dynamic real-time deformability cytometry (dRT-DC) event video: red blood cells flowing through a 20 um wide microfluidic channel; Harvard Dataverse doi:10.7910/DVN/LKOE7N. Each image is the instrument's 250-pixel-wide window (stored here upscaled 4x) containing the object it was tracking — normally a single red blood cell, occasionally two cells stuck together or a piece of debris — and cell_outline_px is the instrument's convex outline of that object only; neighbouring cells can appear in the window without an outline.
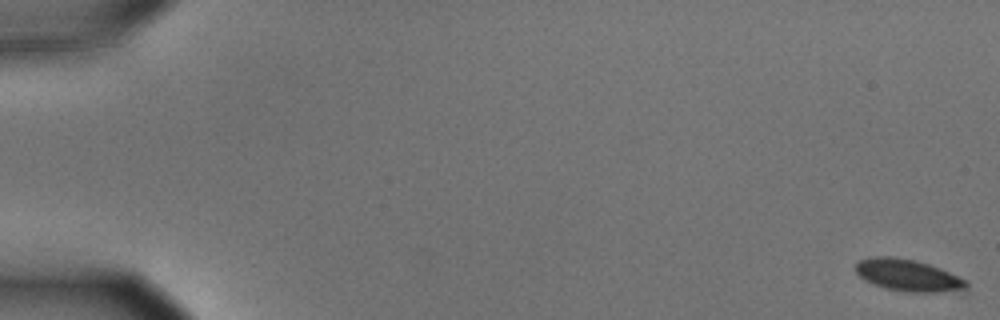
{"species": "common noctule bat (a hibernating species)", "species_latin": "Nyctalus noctula", "temperature_condition": "cold", "stored_images_in_passage": 10, "camera_frame_rate_fps": 3000, "um_per_image_px": 0.085, "animal": {"sex": "male", "body_mass_g": 15.6}, "frame": {"image": 1, "passage_image": 1, "time_ms": 0.0, "image_size_px": [1000, 320], "cell_outline_px": [[968, 288], [964, 292], [908, 292], [884, 288], [864, 280], [856, 272], [856, 264], [860, 260], [872, 256], [892, 256], [916, 260], [940, 268], [964, 280], [968, 284]], "centroid_in_image_um": [77.2, 23.41], "position_along_channel_um": 7.8, "area_um2": 20.69}}